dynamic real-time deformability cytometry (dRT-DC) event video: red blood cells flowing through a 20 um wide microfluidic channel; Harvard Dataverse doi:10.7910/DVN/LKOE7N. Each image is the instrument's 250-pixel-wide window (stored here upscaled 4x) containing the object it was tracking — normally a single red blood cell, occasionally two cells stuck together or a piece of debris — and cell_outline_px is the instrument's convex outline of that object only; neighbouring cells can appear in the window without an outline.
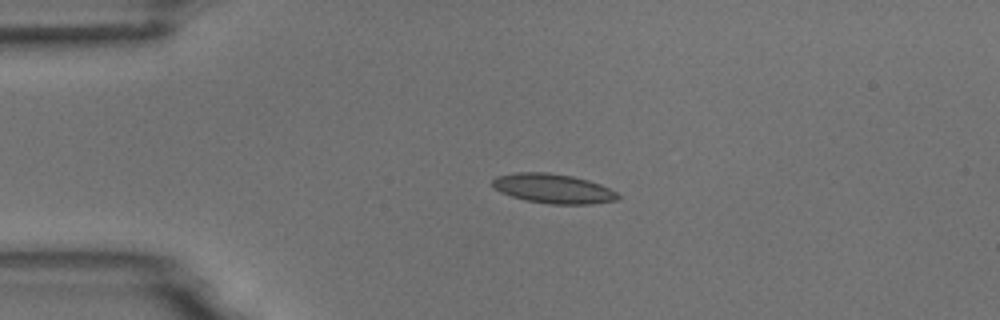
{"species": "common noctule bat (a hibernating species)", "species_latin": "Nyctalus noctula", "temperature_condition": "room temperature", "stored_images_in_passage": 4, "camera_frame_rate_fps": 3000, "um_per_image_px": 0.085, "animal": {"sex": "male", "body_mass_g": 18.8}, "frame": {"image": 1, "passage_image": 3, "time_ms": 3.333, "image_size_px": [1000, 320], "cell_outline_px": [[620, 196], [616, 200], [592, 204], [548, 204], [528, 200], [512, 196], [500, 192], [492, 188], [492, 180], [496, 176], [516, 172], [548, 172], [572, 176], [588, 180], [600, 184], [616, 192]], "centroid_in_image_um": [46.99, 16.02], "position_along_channel_um": 38.0, "area_um2": 21.56}}